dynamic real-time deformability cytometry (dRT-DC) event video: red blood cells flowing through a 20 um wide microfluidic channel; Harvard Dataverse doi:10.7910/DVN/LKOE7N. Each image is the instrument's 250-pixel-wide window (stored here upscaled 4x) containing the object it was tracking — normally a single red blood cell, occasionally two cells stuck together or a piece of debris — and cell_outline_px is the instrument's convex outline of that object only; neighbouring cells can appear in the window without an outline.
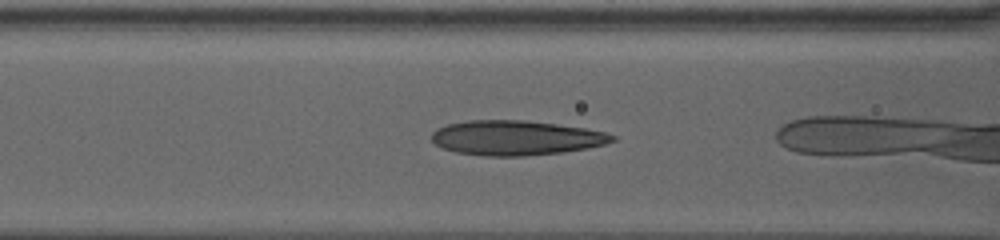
{"species": "human", "species_latin": "Homo sapiens", "temperature_condition": "warm", "stored_images_in_passage": 49, "camera_frame_rate_fps": 3000, "um_per_image_px": 0.085, "donor": {"sex": "female"}, "frame": {"image": 1, "passage_image": 26, "time_ms": 8.333, "image_size_px": [1000, 240], "cell_outline_px": [[616, 140], [604, 144], [588, 148], [564, 152], [524, 156], [484, 156], [456, 152], [444, 148], [436, 144], [432, 140], [432, 132], [436, 128], [448, 124], [468, 120], [524, 120], [556, 124], [584, 128], [604, 132], [616, 136]], "centroid_in_image_um": [43.85, 11.72], "position_along_channel_um": 122.8, "area_um2": 36.53}}
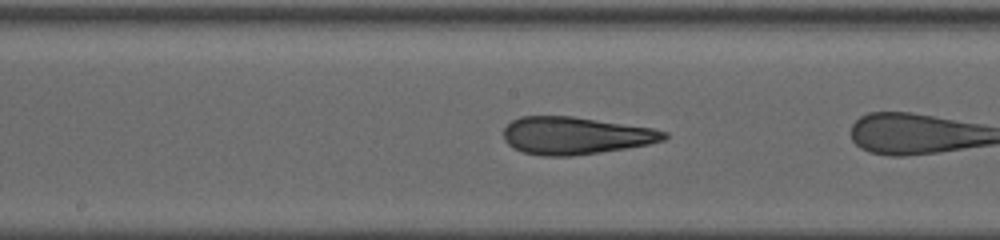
{"frame": {"image": 2, "passage_image": 34, "time_ms": 11.0, "image_size_px": [1000, 240], "cell_outline_px": [[668, 136], [664, 140], [648, 144], [600, 152], [572, 156], [540, 156], [524, 152], [512, 148], [504, 140], [504, 128], [512, 120], [520, 116], [572, 116], [652, 128], [668, 132]], "centroid_in_image_um": [48.88, 11.52], "position_along_channel_um": 199.3, "area_um2": 34.97}}
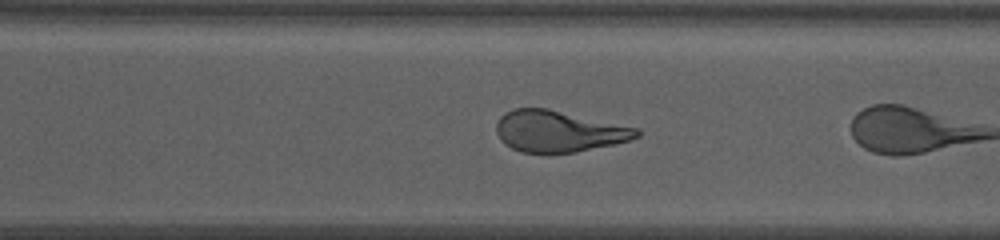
{"frame": {"image": 3, "passage_image": 47, "time_ms": 15.333, "image_size_px": [1000, 240], "cell_outline_px": [[640, 136], [628, 140], [612, 144], [576, 152], [520, 152], [504, 144], [500, 140], [496, 132], [496, 124], [500, 116], [512, 108], [548, 108], [640, 128]], "centroid_in_image_um": [47.47, 11.14], "position_along_channel_um": 323.1, "area_um2": 33.81}}